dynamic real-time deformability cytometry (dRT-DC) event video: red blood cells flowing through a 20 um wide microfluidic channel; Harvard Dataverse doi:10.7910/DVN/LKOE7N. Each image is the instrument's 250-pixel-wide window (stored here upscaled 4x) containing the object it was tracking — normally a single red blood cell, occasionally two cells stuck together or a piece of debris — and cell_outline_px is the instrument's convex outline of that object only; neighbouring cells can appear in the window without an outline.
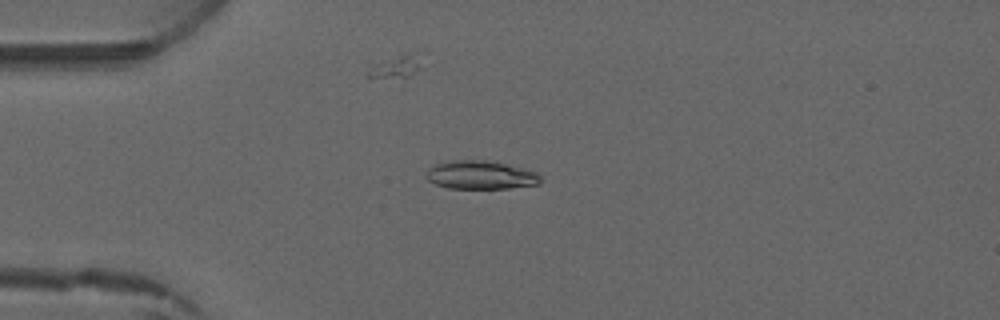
{"species": "common noctule bat (a hibernating species)", "species_latin": "Nyctalus noctula", "temperature_condition": "warm", "stored_images_in_passage": 3, "camera_frame_rate_fps": 3000, "um_per_image_px": 0.085, "animal": {"sex": "male", "forearm_length_mm": 52.5}, "frame": {"image": 1, "passage_image": 3, "time_ms": 2.333, "image_size_px": [1000, 320], "cell_outline_px": [[540, 184], [508, 188], [448, 188], [436, 184], [428, 180], [424, 176], [428, 168], [432, 164], [444, 160], [484, 160], [504, 164], [536, 172], [540, 176]], "centroid_in_image_um": [40.76, 14.86], "position_along_channel_um": 44.2, "area_um2": 18.96}}